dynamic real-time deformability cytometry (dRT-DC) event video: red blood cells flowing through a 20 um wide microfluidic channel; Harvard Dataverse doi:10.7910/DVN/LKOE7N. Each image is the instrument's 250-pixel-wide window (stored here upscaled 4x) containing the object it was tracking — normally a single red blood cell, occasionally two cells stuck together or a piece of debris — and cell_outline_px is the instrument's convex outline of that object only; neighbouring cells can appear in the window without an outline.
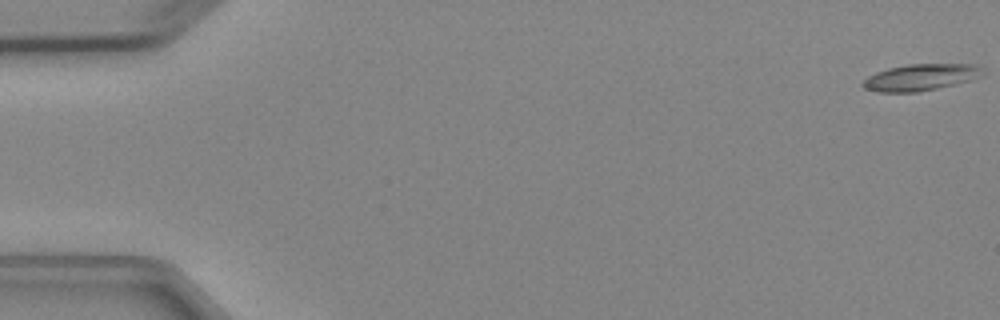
{"species": "Egyptian fruit bat (a non-hibernating species)", "species_latin": "Rousettus aegyptiacus", "temperature_condition": "cold", "stored_images_in_passage": 6, "camera_frame_rate_fps": 3000, "um_per_image_px": 0.085, "animal": {"sex": "female"}, "frame": {"image": 1, "passage_image": 1, "time_ms": 0.0, "image_size_px": [1000, 320], "cell_outline_px": [[984, 76], [972, 80], [936, 88], [916, 92], [876, 92], [864, 88], [860, 84], [868, 76], [876, 72], [888, 68], [908, 64], [976, 64], [980, 68]], "centroid_in_image_um": [78.24, 6.57], "position_along_channel_um": 6.8, "area_um2": 18.55}}
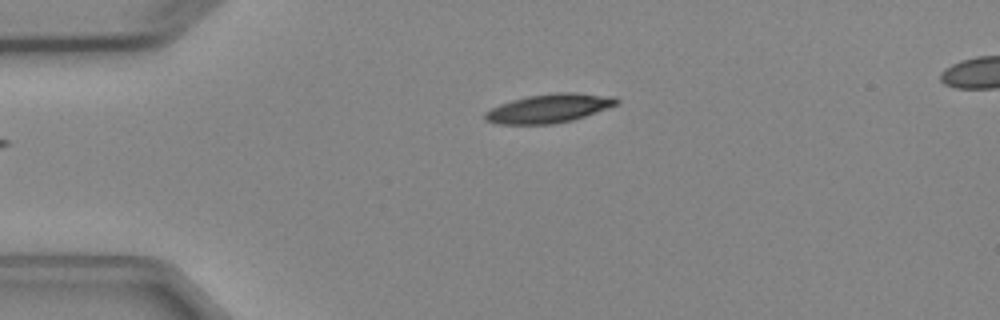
{"frame": {"image": 2, "passage_image": 6, "time_ms": 6.0, "image_size_px": [1000, 320], "cell_outline_px": [[620, 104], [572, 120], [552, 124], [496, 124], [484, 120], [484, 112], [500, 104], [512, 100], [528, 96], [552, 92], [576, 92], [616, 96], [620, 100]], "centroid_in_image_um": [46.7, 9.2], "position_along_channel_um": 38.3, "area_um2": 22.31}}